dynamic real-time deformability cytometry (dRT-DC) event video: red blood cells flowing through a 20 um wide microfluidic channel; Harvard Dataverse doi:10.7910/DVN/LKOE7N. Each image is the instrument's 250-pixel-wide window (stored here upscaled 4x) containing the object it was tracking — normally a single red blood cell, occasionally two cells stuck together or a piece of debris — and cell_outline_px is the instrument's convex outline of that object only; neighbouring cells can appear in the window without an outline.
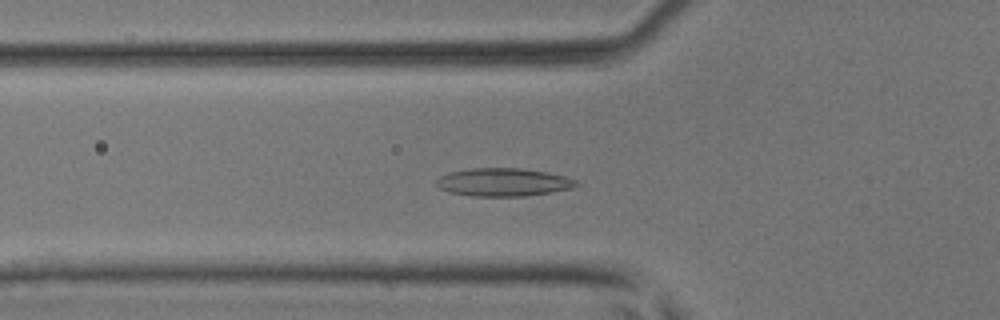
{"species": "common noctule bat (a hibernating species)", "species_latin": "Nyctalus noctula", "temperature_condition": "room temperature", "stored_images_in_passage": 48, "camera_frame_rate_fps": 3000, "um_per_image_px": 0.085, "animal": {"sex": "male", "body_mass_g": 17.9, "forearm_length_mm": 54.2}, "frame": {"image": 1, "passage_image": 17, "time_ms": 5.333, "image_size_px": [1000, 320], "cell_outline_px": [[580, 184], [572, 188], [552, 192], [524, 196], [476, 196], [448, 192], [440, 188], [436, 184], [436, 180], [440, 176], [448, 172], [472, 168], [520, 168], [548, 172], [564, 176], [576, 180]], "centroid_in_image_um": [42.79, 15.48], "position_along_channel_um": 83.0, "area_um2": 22.89}}
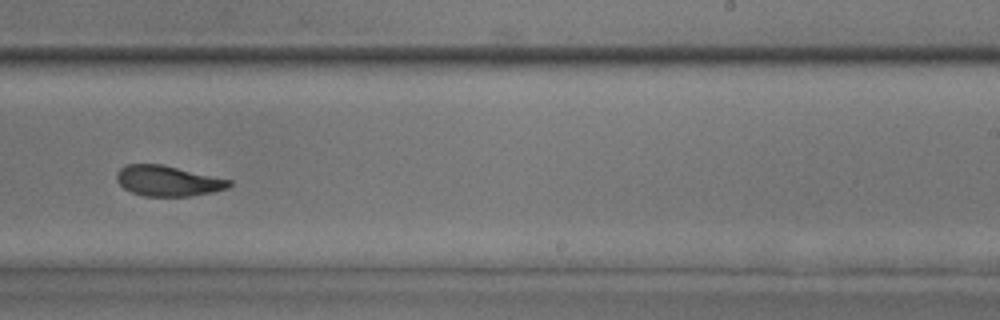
{"frame": {"image": 2, "passage_image": 30, "time_ms": 9.667, "image_size_px": [1000, 320], "cell_outline_px": [[232, 184], [228, 188], [212, 192], [188, 196], [144, 196], [132, 192], [124, 188], [116, 180], [116, 172], [120, 168], [128, 164], [160, 164], [232, 180]], "centroid_in_image_um": [14.26, 15.37], "position_along_channel_um": 274.7, "area_um2": 19.83}}
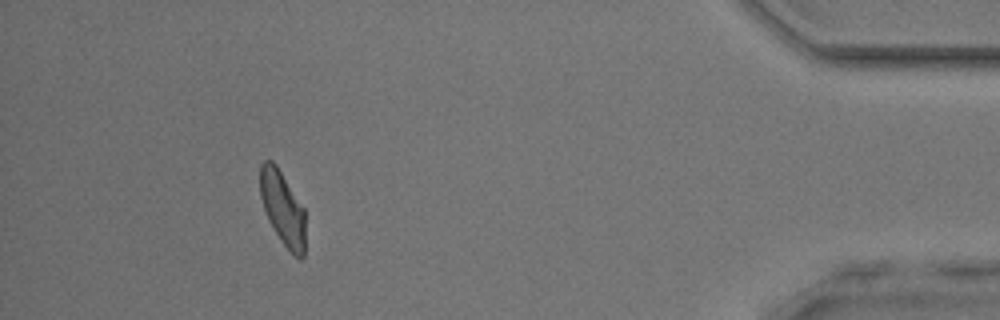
{"frame": {"image": 3, "passage_image": 43, "time_ms": 14.0, "image_size_px": [1000, 320], "cell_outline_px": [[304, 256], [300, 260], [292, 256], [280, 240], [268, 220], [260, 196], [260, 164], [264, 160], [272, 160], [276, 164], [304, 208]], "centroid_in_image_um": [24.02, 17.72], "position_along_channel_um": 411.2, "area_um2": 19.59}}